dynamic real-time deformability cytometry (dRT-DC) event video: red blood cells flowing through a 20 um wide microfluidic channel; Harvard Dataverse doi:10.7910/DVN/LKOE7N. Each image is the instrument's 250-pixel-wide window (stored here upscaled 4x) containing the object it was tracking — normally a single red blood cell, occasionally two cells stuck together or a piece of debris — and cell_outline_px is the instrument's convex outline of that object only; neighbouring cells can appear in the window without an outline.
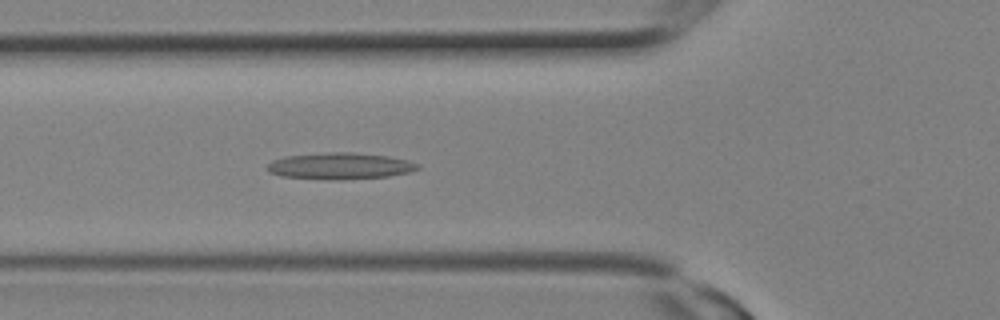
{"species": "Egyptian fruit bat (a non-hibernating species)", "species_latin": "Rousettus aegyptiacus", "temperature_condition": "room temperature", "stored_images_in_passage": 9, "camera_frame_rate_fps": 3000, "um_per_image_px": 0.085, "animal": {"sex": "female"}, "frame": {"image": 1, "passage_image": 9, "time_ms": 2.667, "image_size_px": [1000, 320], "cell_outline_px": [[420, 168], [408, 172], [388, 176], [340, 180], [332, 180], [280, 176], [268, 172], [268, 164], [272, 160], [284, 156], [324, 152], [352, 152], [388, 156], [408, 160], [420, 164]], "centroid_in_image_um": [28.88, 14.1], "position_along_channel_um": 96.9, "area_um2": 23.41}}